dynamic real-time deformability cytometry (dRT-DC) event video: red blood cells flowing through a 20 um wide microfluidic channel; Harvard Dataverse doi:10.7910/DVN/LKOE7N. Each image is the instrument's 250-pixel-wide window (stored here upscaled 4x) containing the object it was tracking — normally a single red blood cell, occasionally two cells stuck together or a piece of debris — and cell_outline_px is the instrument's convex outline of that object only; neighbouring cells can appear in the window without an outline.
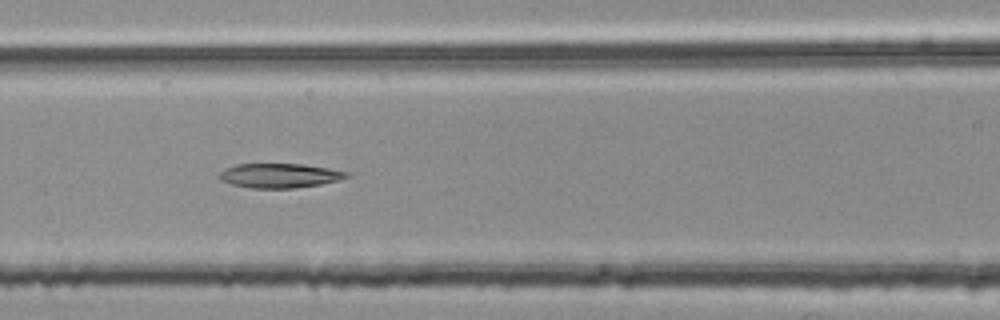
{"species": "common noctule bat (a hibernating species)", "species_latin": "Nyctalus noctula", "temperature_condition": "room temperature", "stored_images_in_passage": 53, "segment_of_instrument_passage": [2, 2], "camera_frame_rate_fps": 3000, "um_per_image_px": 0.085, "animal": {"sex": "female", "body_mass_g": 25.1}, "frame": {"image": 1, "passage_image": 23, "time_ms": 7.333, "image_size_px": [1000, 320], "cell_outline_px": [[348, 176], [340, 180], [320, 184], [292, 188], [252, 188], [232, 184], [220, 180], [220, 172], [224, 168], [236, 164], [304, 164], [328, 168], [348, 172]], "centroid_in_image_um": [23.75, 14.92], "position_along_channel_um": 142.9, "area_um2": 17.98}}
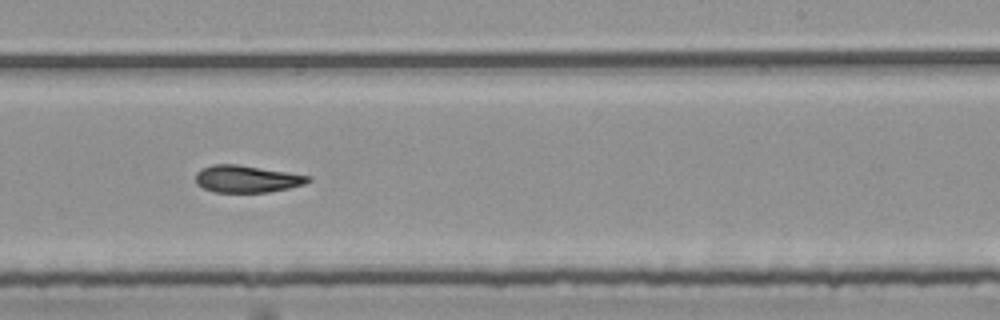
{"frame": {"image": 2, "passage_image": 33, "time_ms": 10.667, "image_size_px": [1000, 320], "cell_outline_px": [[312, 180], [304, 184], [288, 188], [268, 192], [212, 192], [196, 184], [196, 172], [200, 168], [212, 164], [236, 164], [288, 172], [312, 176]], "centroid_in_image_um": [20.96, 15.2], "position_along_channel_um": 268.0, "area_um2": 17.86}}
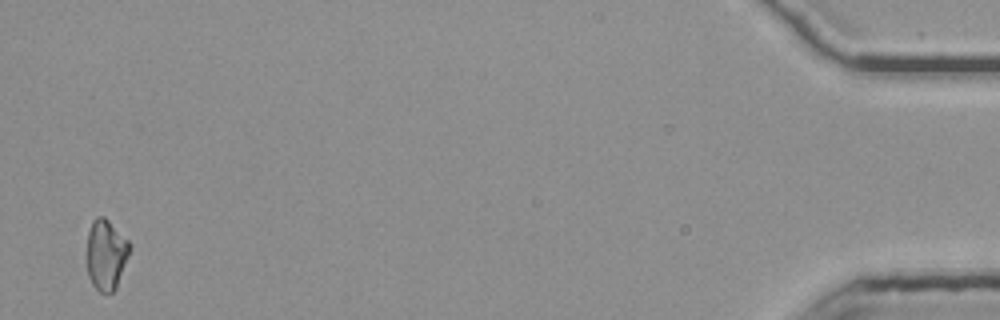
{"frame": {"image": 3, "passage_image": 53, "time_ms": 17.333, "image_size_px": [1000, 320], "cell_outline_px": [[128, 256], [116, 288], [112, 292], [104, 296], [92, 284], [88, 276], [84, 260], [88, 232], [92, 220], [96, 216], [104, 216], [128, 240]], "centroid_in_image_um": [8.94, 21.66], "position_along_channel_um": 426.3, "area_um2": 17.98}}